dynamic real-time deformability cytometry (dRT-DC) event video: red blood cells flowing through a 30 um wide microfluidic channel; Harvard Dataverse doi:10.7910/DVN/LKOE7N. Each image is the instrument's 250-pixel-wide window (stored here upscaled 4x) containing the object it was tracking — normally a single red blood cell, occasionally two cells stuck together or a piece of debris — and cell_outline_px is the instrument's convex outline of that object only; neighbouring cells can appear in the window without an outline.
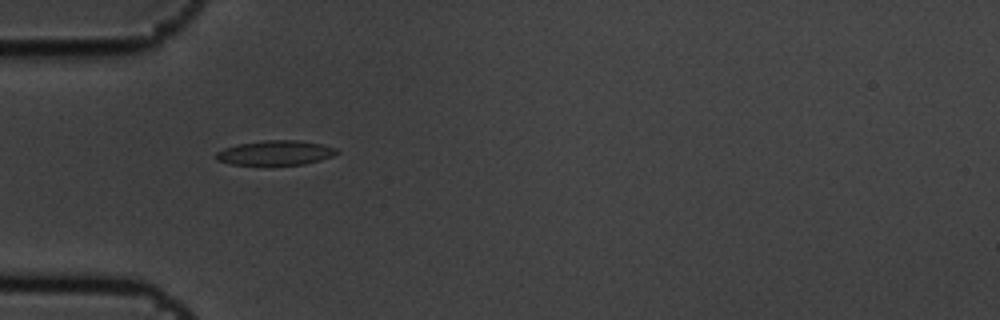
{"species": "common noctule bat (a hibernating species)", "species_latin": "Nyctalus noctula", "temperature_condition": "cold", "stored_images_in_passage": 2, "camera_frame_rate_fps": 3000, "um_per_image_px": 0.085, "animal": {"sex": "male", "body_mass_g": 19.5, "forearm_length_mm": 54.6}, "frame": {"image": 1, "passage_image": 2, "time_ms": 0.333, "image_size_px": [1000, 320], "cell_outline_px": [[340, 152], [332, 156], [320, 160], [304, 164], [232, 164], [216, 160], [216, 152], [224, 148], [236, 144], [264, 140], [296, 140], [320, 144], [336, 148]], "centroid_in_image_um": [23.4, 12.98], "position_along_channel_um": 61.6, "area_um2": 17.11}}